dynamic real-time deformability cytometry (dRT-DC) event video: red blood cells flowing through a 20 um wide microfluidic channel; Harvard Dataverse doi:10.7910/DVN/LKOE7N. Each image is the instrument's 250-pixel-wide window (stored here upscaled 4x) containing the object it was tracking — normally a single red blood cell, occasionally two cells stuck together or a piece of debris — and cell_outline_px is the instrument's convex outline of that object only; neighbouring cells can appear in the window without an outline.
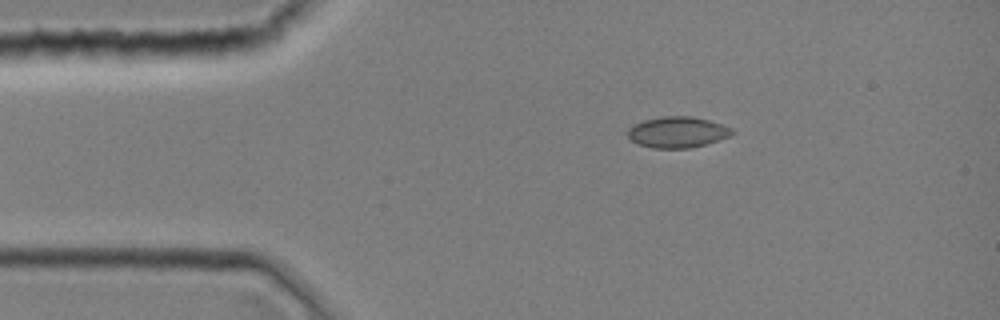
{"species": "common noctule bat (a hibernating species)", "species_latin": "Nyctalus noctula", "temperature_condition": "room temperature", "stored_images_in_passage": 1, "camera_frame_rate_fps": 3000, "um_per_image_px": 0.085, "animal": {"sex": "female", "body_mass_g": 19.0, "forearm_length_mm": 51.5}, "frame": {"image": 1, "passage_image": 1, "time_ms": 0.0, "image_size_px": [1000, 320], "cell_outline_px": [[736, 132], [728, 136], [704, 144], [688, 148], [652, 148], [640, 144], [632, 140], [628, 136], [628, 128], [644, 120], [660, 116], [692, 116], [708, 120], [732, 128]], "centroid_in_image_um": [57.57, 11.22], "position_along_channel_um": 27.4, "area_um2": 18.55}}